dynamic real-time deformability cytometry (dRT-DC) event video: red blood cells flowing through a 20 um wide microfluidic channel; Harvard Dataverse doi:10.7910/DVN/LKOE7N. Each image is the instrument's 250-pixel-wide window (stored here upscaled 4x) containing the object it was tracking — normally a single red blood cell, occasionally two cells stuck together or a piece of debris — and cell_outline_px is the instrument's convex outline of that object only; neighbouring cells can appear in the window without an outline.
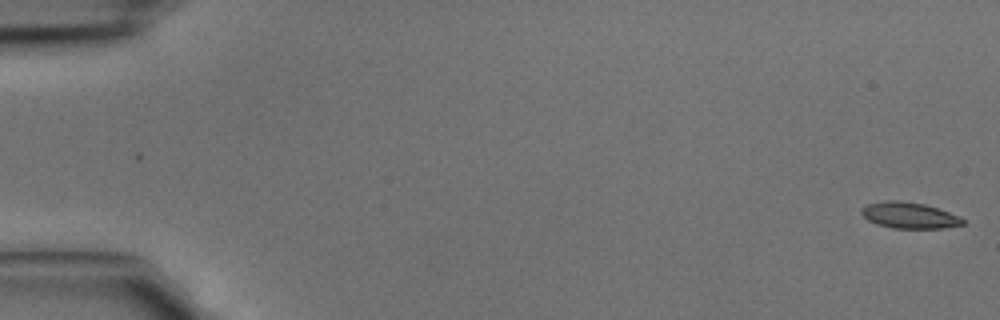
{"species": "common noctule bat (a hibernating species)", "species_latin": "Nyctalus noctula", "temperature_condition": "cold", "stored_images_in_passage": 4, "camera_frame_rate_fps": 3000, "um_per_image_px": 0.085, "animal": {"sex": "male", "body_mass_g": 15.6}, "frame": {"image": 1, "passage_image": 1, "time_ms": 0.0, "image_size_px": [1000, 320], "cell_outline_px": [[964, 224], [944, 228], [892, 228], [876, 224], [868, 220], [860, 212], [860, 208], [868, 204], [884, 200], [900, 200], [924, 204], [960, 216], [964, 220]], "centroid_in_image_um": [77.26, 18.3], "position_along_channel_um": 7.7, "area_um2": 15.43}}